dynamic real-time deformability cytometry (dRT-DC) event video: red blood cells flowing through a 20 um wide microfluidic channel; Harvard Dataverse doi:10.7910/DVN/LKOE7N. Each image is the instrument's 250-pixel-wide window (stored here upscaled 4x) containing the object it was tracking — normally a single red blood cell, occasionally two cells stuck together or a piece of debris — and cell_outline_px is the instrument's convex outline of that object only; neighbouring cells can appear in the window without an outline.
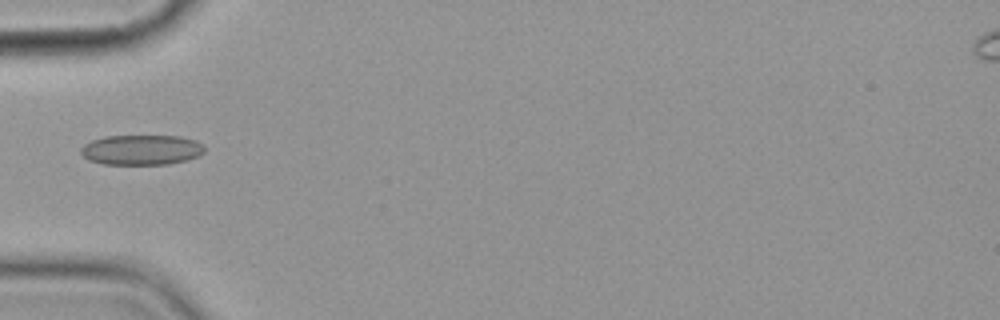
{"species": "common noctule bat (a hibernating species)", "species_latin": "Nyctalus noctula", "temperature_condition": "cold", "stored_images_in_passage": 6, "camera_frame_rate_fps": 3000, "um_per_image_px": 0.085, "animal": {"sex": "female", "body_mass_g": 19.9}, "frame": {"image": 1, "passage_image": 2, "time_ms": 1.333, "image_size_px": [1000, 320], "cell_outline_px": [[204, 152], [188, 160], [168, 164], [104, 164], [88, 160], [80, 152], [80, 148], [84, 144], [92, 140], [104, 136], [180, 136], [196, 140], [204, 144]], "centroid_in_image_um": [12.03, 12.73], "position_along_channel_um": 73.0, "area_um2": 21.79}}
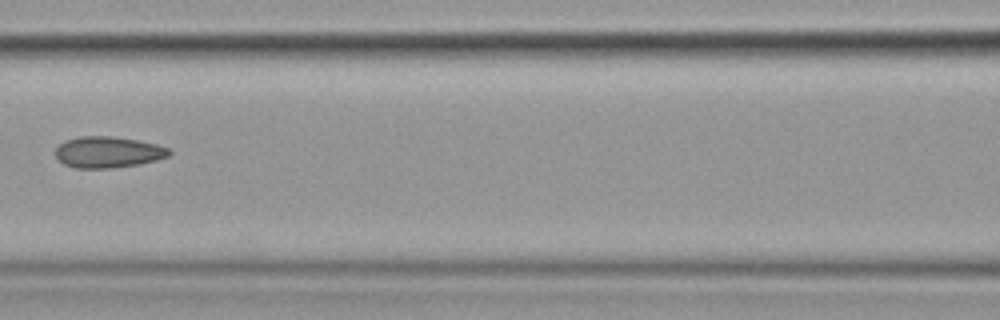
{"frame": {"image": 2, "passage_image": 4, "time_ms": 3.667, "image_size_px": [1000, 320], "cell_outline_px": [[172, 152], [168, 156], [156, 160], [140, 164], [112, 168], [76, 168], [64, 164], [56, 156], [56, 148], [64, 140], [80, 136], [112, 136], [136, 140], [156, 144], [168, 148]], "centroid_in_image_um": [9.18, 12.93], "position_along_channel_um": 157.4, "area_um2": 20.63}}
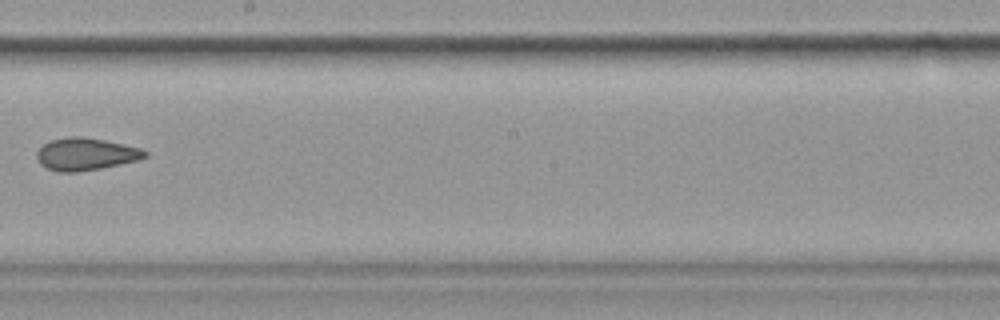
{"frame": {"image": 3, "passage_image": 6, "time_ms": 6.0, "image_size_px": [1000, 320], "cell_outline_px": [[148, 156], [136, 160], [120, 164], [100, 168], [76, 172], [56, 172], [40, 164], [36, 156], [36, 152], [44, 144], [52, 140], [72, 136], [80, 136], [104, 140], [140, 148], [148, 152]], "centroid_in_image_um": [7.27, 13.1], "position_along_channel_um": 240.9, "area_um2": 20.17}}